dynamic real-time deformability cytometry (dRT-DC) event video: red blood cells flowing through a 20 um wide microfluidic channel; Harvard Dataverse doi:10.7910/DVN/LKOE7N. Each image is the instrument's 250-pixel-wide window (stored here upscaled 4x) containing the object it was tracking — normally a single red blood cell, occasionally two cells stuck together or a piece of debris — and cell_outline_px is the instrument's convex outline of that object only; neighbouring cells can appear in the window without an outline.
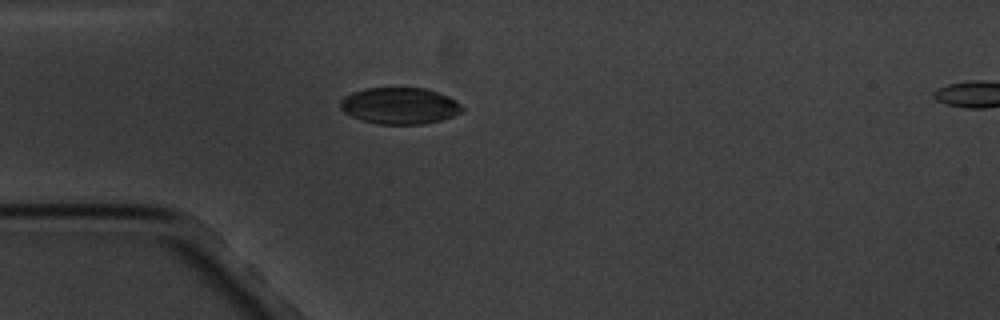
{"species": "common noctule bat (a hibernating species)", "species_latin": "Nyctalus noctula", "temperature_condition": "cold", "stored_images_in_passage": 4, "segment_of_instrument_passage": [1, 2], "camera_frame_rate_fps": 3000, "um_per_image_px": 0.085, "animal": {"sex": "male", "body_mass_g": 20.1, "forearm_length_mm": 53.5}, "frame": {"image": 1, "passage_image": 3, "time_ms": 3.0, "image_size_px": [1000, 320], "cell_outline_px": [[464, 112], [440, 120], [424, 124], [380, 124], [364, 120], [352, 116], [344, 112], [340, 108], [340, 100], [344, 96], [352, 92], [364, 88], [424, 88], [448, 96], [456, 100], [464, 108]], "centroid_in_image_um": [33.98, 8.99], "position_along_channel_um": 51.0, "area_um2": 25.89}}